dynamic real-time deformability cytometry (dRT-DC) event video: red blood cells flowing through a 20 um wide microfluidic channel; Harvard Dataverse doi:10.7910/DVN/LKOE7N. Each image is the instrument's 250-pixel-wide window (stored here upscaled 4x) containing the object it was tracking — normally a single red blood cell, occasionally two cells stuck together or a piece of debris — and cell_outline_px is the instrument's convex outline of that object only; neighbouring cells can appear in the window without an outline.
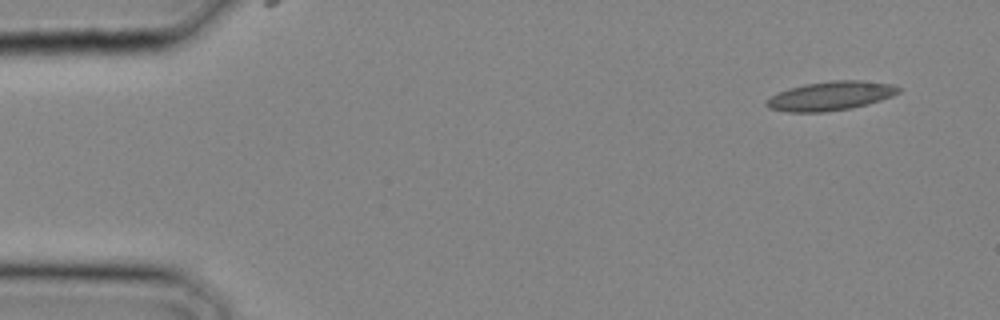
{"species": "common noctule bat (a hibernating species)", "species_latin": "Nyctalus noctula", "temperature_condition": "cold", "stored_images_in_passage": 18, "camera_frame_rate_fps": 3000, "um_per_image_px": 0.085, "animal": {"sex": "male", "body_mass_g": 20.4}, "frame": {"image": 1, "passage_image": 1, "time_ms": 0.0, "image_size_px": [1000, 320], "cell_outline_px": [[900, 92], [892, 96], [868, 104], [852, 108], [824, 112], [788, 112], [768, 108], [764, 104], [772, 96], [788, 88], [804, 84], [832, 80], [864, 80], [892, 84], [900, 88]], "centroid_in_image_um": [70.61, 8.15], "position_along_channel_um": 14.4, "area_um2": 22.37}}
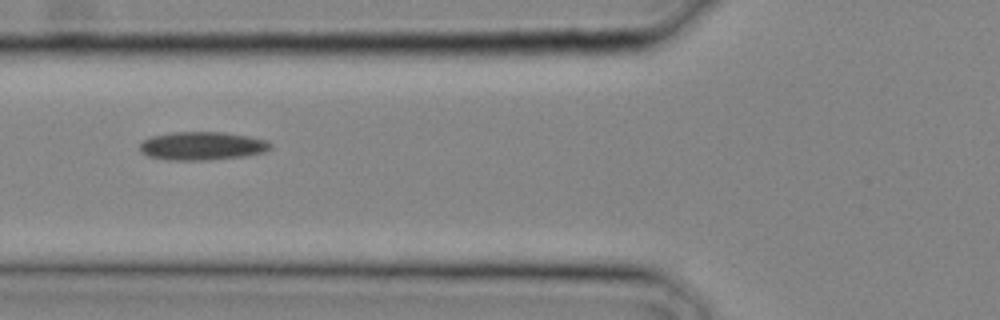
{"frame": {"image": 2, "passage_image": 10, "time_ms": 3.0, "image_size_px": [1000, 320], "cell_outline_px": [[272, 148], [264, 152], [248, 156], [208, 160], [168, 160], [148, 156], [140, 152], [140, 144], [144, 140], [152, 136], [172, 132], [224, 132], [248, 136], [264, 140], [272, 144]], "centroid_in_image_um": [17.19, 12.41], "position_along_channel_um": 108.6, "area_um2": 21.68}}
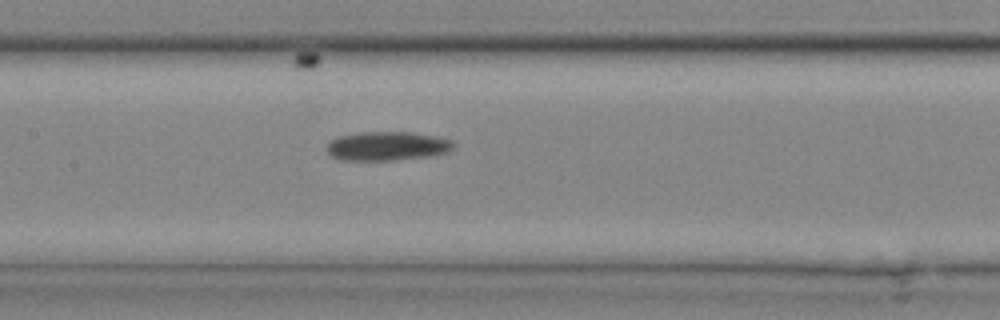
{"frame": {"image": 3, "passage_image": 13, "time_ms": 4.0, "image_size_px": [1000, 320], "cell_outline_px": [[452, 148], [448, 152], [428, 156], [392, 160], [340, 160], [332, 156], [328, 152], [328, 144], [336, 136], [364, 132], [412, 132], [452, 140]], "centroid_in_image_um": [32.88, 12.41], "position_along_channel_um": 174.5, "area_um2": 21.1}}